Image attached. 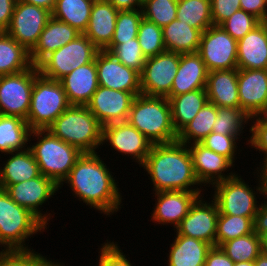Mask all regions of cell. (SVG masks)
Here are the masks:
<instances>
[{"instance_id": "42", "label": "cell", "mask_w": 267, "mask_h": 266, "mask_svg": "<svg viewBox=\"0 0 267 266\" xmlns=\"http://www.w3.org/2000/svg\"><path fill=\"white\" fill-rule=\"evenodd\" d=\"M178 0H144L143 18L160 27L176 19Z\"/></svg>"}, {"instance_id": "3", "label": "cell", "mask_w": 267, "mask_h": 266, "mask_svg": "<svg viewBox=\"0 0 267 266\" xmlns=\"http://www.w3.org/2000/svg\"><path fill=\"white\" fill-rule=\"evenodd\" d=\"M127 121L153 144L177 141L172 124L171 107L166 97L135 96Z\"/></svg>"}, {"instance_id": "20", "label": "cell", "mask_w": 267, "mask_h": 266, "mask_svg": "<svg viewBox=\"0 0 267 266\" xmlns=\"http://www.w3.org/2000/svg\"><path fill=\"white\" fill-rule=\"evenodd\" d=\"M193 163L195 176L201 186L214 184L232 178L236 172L230 171L232 164L226 157L206 148L201 143L187 145ZM227 170V171H226ZM226 172L227 175L224 173Z\"/></svg>"}, {"instance_id": "9", "label": "cell", "mask_w": 267, "mask_h": 266, "mask_svg": "<svg viewBox=\"0 0 267 266\" xmlns=\"http://www.w3.org/2000/svg\"><path fill=\"white\" fill-rule=\"evenodd\" d=\"M98 52L99 49L81 34L47 55L37 67L42 76L59 81L76 68L94 61Z\"/></svg>"}, {"instance_id": "50", "label": "cell", "mask_w": 267, "mask_h": 266, "mask_svg": "<svg viewBox=\"0 0 267 266\" xmlns=\"http://www.w3.org/2000/svg\"><path fill=\"white\" fill-rule=\"evenodd\" d=\"M240 7L261 22H267V0H240Z\"/></svg>"}, {"instance_id": "25", "label": "cell", "mask_w": 267, "mask_h": 266, "mask_svg": "<svg viewBox=\"0 0 267 266\" xmlns=\"http://www.w3.org/2000/svg\"><path fill=\"white\" fill-rule=\"evenodd\" d=\"M119 10L107 0H95L87 29L83 33L99 50L112 41Z\"/></svg>"}, {"instance_id": "23", "label": "cell", "mask_w": 267, "mask_h": 266, "mask_svg": "<svg viewBox=\"0 0 267 266\" xmlns=\"http://www.w3.org/2000/svg\"><path fill=\"white\" fill-rule=\"evenodd\" d=\"M208 70L198 52L183 53L168 97L206 89Z\"/></svg>"}, {"instance_id": "58", "label": "cell", "mask_w": 267, "mask_h": 266, "mask_svg": "<svg viewBox=\"0 0 267 266\" xmlns=\"http://www.w3.org/2000/svg\"><path fill=\"white\" fill-rule=\"evenodd\" d=\"M261 254L267 258V235L261 238Z\"/></svg>"}, {"instance_id": "16", "label": "cell", "mask_w": 267, "mask_h": 266, "mask_svg": "<svg viewBox=\"0 0 267 266\" xmlns=\"http://www.w3.org/2000/svg\"><path fill=\"white\" fill-rule=\"evenodd\" d=\"M111 145V149L131 156L139 166L145 162L147 155L153 146L142 133H140L128 121L116 122L103 126L102 145Z\"/></svg>"}, {"instance_id": "13", "label": "cell", "mask_w": 267, "mask_h": 266, "mask_svg": "<svg viewBox=\"0 0 267 266\" xmlns=\"http://www.w3.org/2000/svg\"><path fill=\"white\" fill-rule=\"evenodd\" d=\"M198 53L208 71L237 68V40L220 26L213 25L201 34Z\"/></svg>"}, {"instance_id": "35", "label": "cell", "mask_w": 267, "mask_h": 266, "mask_svg": "<svg viewBox=\"0 0 267 266\" xmlns=\"http://www.w3.org/2000/svg\"><path fill=\"white\" fill-rule=\"evenodd\" d=\"M216 116L217 106L208 101L194 119L177 133V141L186 145L200 143L212 132Z\"/></svg>"}, {"instance_id": "33", "label": "cell", "mask_w": 267, "mask_h": 266, "mask_svg": "<svg viewBox=\"0 0 267 266\" xmlns=\"http://www.w3.org/2000/svg\"><path fill=\"white\" fill-rule=\"evenodd\" d=\"M32 66L30 52L6 32H0V76L20 73Z\"/></svg>"}, {"instance_id": "34", "label": "cell", "mask_w": 267, "mask_h": 266, "mask_svg": "<svg viewBox=\"0 0 267 266\" xmlns=\"http://www.w3.org/2000/svg\"><path fill=\"white\" fill-rule=\"evenodd\" d=\"M95 0H56L52 17L69 24L81 34L87 29Z\"/></svg>"}, {"instance_id": "21", "label": "cell", "mask_w": 267, "mask_h": 266, "mask_svg": "<svg viewBox=\"0 0 267 266\" xmlns=\"http://www.w3.org/2000/svg\"><path fill=\"white\" fill-rule=\"evenodd\" d=\"M202 191H161L155 195V205L151 220L161 225L176 228L188 214L190 207L202 195Z\"/></svg>"}, {"instance_id": "37", "label": "cell", "mask_w": 267, "mask_h": 266, "mask_svg": "<svg viewBox=\"0 0 267 266\" xmlns=\"http://www.w3.org/2000/svg\"><path fill=\"white\" fill-rule=\"evenodd\" d=\"M220 247L234 263L254 261L261 254V238L253 232L228 240Z\"/></svg>"}, {"instance_id": "6", "label": "cell", "mask_w": 267, "mask_h": 266, "mask_svg": "<svg viewBox=\"0 0 267 266\" xmlns=\"http://www.w3.org/2000/svg\"><path fill=\"white\" fill-rule=\"evenodd\" d=\"M47 226L30 210L18 205L0 188V247L1 250H31L26 240Z\"/></svg>"}, {"instance_id": "17", "label": "cell", "mask_w": 267, "mask_h": 266, "mask_svg": "<svg viewBox=\"0 0 267 266\" xmlns=\"http://www.w3.org/2000/svg\"><path fill=\"white\" fill-rule=\"evenodd\" d=\"M96 67L99 86L113 90L140 95V73L125 66L113 54L99 50L96 55Z\"/></svg>"}, {"instance_id": "15", "label": "cell", "mask_w": 267, "mask_h": 266, "mask_svg": "<svg viewBox=\"0 0 267 266\" xmlns=\"http://www.w3.org/2000/svg\"><path fill=\"white\" fill-rule=\"evenodd\" d=\"M200 196L190 207L188 214L174 229L176 235L192 237L216 246V227L219 209L212 199L209 203Z\"/></svg>"}, {"instance_id": "52", "label": "cell", "mask_w": 267, "mask_h": 266, "mask_svg": "<svg viewBox=\"0 0 267 266\" xmlns=\"http://www.w3.org/2000/svg\"><path fill=\"white\" fill-rule=\"evenodd\" d=\"M253 232L260 238L267 235V203L260 204L253 218Z\"/></svg>"}, {"instance_id": "11", "label": "cell", "mask_w": 267, "mask_h": 266, "mask_svg": "<svg viewBox=\"0 0 267 266\" xmlns=\"http://www.w3.org/2000/svg\"><path fill=\"white\" fill-rule=\"evenodd\" d=\"M180 53L165 51L148 57L140 73L141 93L147 96L168 97L178 71Z\"/></svg>"}, {"instance_id": "36", "label": "cell", "mask_w": 267, "mask_h": 266, "mask_svg": "<svg viewBox=\"0 0 267 266\" xmlns=\"http://www.w3.org/2000/svg\"><path fill=\"white\" fill-rule=\"evenodd\" d=\"M176 19L202 33L213 26L211 0H178Z\"/></svg>"}, {"instance_id": "22", "label": "cell", "mask_w": 267, "mask_h": 266, "mask_svg": "<svg viewBox=\"0 0 267 266\" xmlns=\"http://www.w3.org/2000/svg\"><path fill=\"white\" fill-rule=\"evenodd\" d=\"M59 81L70 105L86 106L99 86L96 58L76 68Z\"/></svg>"}, {"instance_id": "39", "label": "cell", "mask_w": 267, "mask_h": 266, "mask_svg": "<svg viewBox=\"0 0 267 266\" xmlns=\"http://www.w3.org/2000/svg\"><path fill=\"white\" fill-rule=\"evenodd\" d=\"M142 19V9L119 11L112 41L104 50L111 52L117 45L137 38Z\"/></svg>"}, {"instance_id": "47", "label": "cell", "mask_w": 267, "mask_h": 266, "mask_svg": "<svg viewBox=\"0 0 267 266\" xmlns=\"http://www.w3.org/2000/svg\"><path fill=\"white\" fill-rule=\"evenodd\" d=\"M250 120L251 127H249V132L251 136L249 140L247 138L246 145H250L251 148L256 149L259 153L262 152L260 155H264V159L259 164H267V115L251 117Z\"/></svg>"}, {"instance_id": "55", "label": "cell", "mask_w": 267, "mask_h": 266, "mask_svg": "<svg viewBox=\"0 0 267 266\" xmlns=\"http://www.w3.org/2000/svg\"><path fill=\"white\" fill-rule=\"evenodd\" d=\"M28 4H32L44 8L52 13L55 8L56 0H19Z\"/></svg>"}, {"instance_id": "49", "label": "cell", "mask_w": 267, "mask_h": 266, "mask_svg": "<svg viewBox=\"0 0 267 266\" xmlns=\"http://www.w3.org/2000/svg\"><path fill=\"white\" fill-rule=\"evenodd\" d=\"M239 9L240 0H211L213 25L219 26Z\"/></svg>"}, {"instance_id": "57", "label": "cell", "mask_w": 267, "mask_h": 266, "mask_svg": "<svg viewBox=\"0 0 267 266\" xmlns=\"http://www.w3.org/2000/svg\"><path fill=\"white\" fill-rule=\"evenodd\" d=\"M254 266H267V258L263 254H260L254 260Z\"/></svg>"}, {"instance_id": "53", "label": "cell", "mask_w": 267, "mask_h": 266, "mask_svg": "<svg viewBox=\"0 0 267 266\" xmlns=\"http://www.w3.org/2000/svg\"><path fill=\"white\" fill-rule=\"evenodd\" d=\"M17 0H0V32L9 27Z\"/></svg>"}, {"instance_id": "60", "label": "cell", "mask_w": 267, "mask_h": 266, "mask_svg": "<svg viewBox=\"0 0 267 266\" xmlns=\"http://www.w3.org/2000/svg\"><path fill=\"white\" fill-rule=\"evenodd\" d=\"M62 262H57V261H51L47 266H65V264L64 263H62Z\"/></svg>"}, {"instance_id": "1", "label": "cell", "mask_w": 267, "mask_h": 266, "mask_svg": "<svg viewBox=\"0 0 267 266\" xmlns=\"http://www.w3.org/2000/svg\"><path fill=\"white\" fill-rule=\"evenodd\" d=\"M97 153H82L59 188L68 183L80 202L112 216L122 208L123 198L111 169Z\"/></svg>"}, {"instance_id": "59", "label": "cell", "mask_w": 267, "mask_h": 266, "mask_svg": "<svg viewBox=\"0 0 267 266\" xmlns=\"http://www.w3.org/2000/svg\"><path fill=\"white\" fill-rule=\"evenodd\" d=\"M234 266H254V261L236 262Z\"/></svg>"}, {"instance_id": "26", "label": "cell", "mask_w": 267, "mask_h": 266, "mask_svg": "<svg viewBox=\"0 0 267 266\" xmlns=\"http://www.w3.org/2000/svg\"><path fill=\"white\" fill-rule=\"evenodd\" d=\"M81 33L69 24L51 17L30 52L32 65L37 66L47 55L75 40Z\"/></svg>"}, {"instance_id": "54", "label": "cell", "mask_w": 267, "mask_h": 266, "mask_svg": "<svg viewBox=\"0 0 267 266\" xmlns=\"http://www.w3.org/2000/svg\"><path fill=\"white\" fill-rule=\"evenodd\" d=\"M119 11L142 9L144 0H107Z\"/></svg>"}, {"instance_id": "56", "label": "cell", "mask_w": 267, "mask_h": 266, "mask_svg": "<svg viewBox=\"0 0 267 266\" xmlns=\"http://www.w3.org/2000/svg\"><path fill=\"white\" fill-rule=\"evenodd\" d=\"M260 167H257V172L260 176L261 182H262V186H263V199H267V164L264 165H259ZM260 168V169H259ZM262 201V202H266L267 200Z\"/></svg>"}, {"instance_id": "46", "label": "cell", "mask_w": 267, "mask_h": 266, "mask_svg": "<svg viewBox=\"0 0 267 266\" xmlns=\"http://www.w3.org/2000/svg\"><path fill=\"white\" fill-rule=\"evenodd\" d=\"M238 136L211 132L200 143L206 148L226 157L232 164L237 154Z\"/></svg>"}, {"instance_id": "41", "label": "cell", "mask_w": 267, "mask_h": 266, "mask_svg": "<svg viewBox=\"0 0 267 266\" xmlns=\"http://www.w3.org/2000/svg\"><path fill=\"white\" fill-rule=\"evenodd\" d=\"M139 45L146 58L156 56L166 51L162 27L156 23L142 19L137 35Z\"/></svg>"}, {"instance_id": "43", "label": "cell", "mask_w": 267, "mask_h": 266, "mask_svg": "<svg viewBox=\"0 0 267 266\" xmlns=\"http://www.w3.org/2000/svg\"><path fill=\"white\" fill-rule=\"evenodd\" d=\"M260 23L261 21L254 15L239 9L219 26L238 41Z\"/></svg>"}, {"instance_id": "18", "label": "cell", "mask_w": 267, "mask_h": 266, "mask_svg": "<svg viewBox=\"0 0 267 266\" xmlns=\"http://www.w3.org/2000/svg\"><path fill=\"white\" fill-rule=\"evenodd\" d=\"M240 108L249 116L267 115V69H238Z\"/></svg>"}, {"instance_id": "32", "label": "cell", "mask_w": 267, "mask_h": 266, "mask_svg": "<svg viewBox=\"0 0 267 266\" xmlns=\"http://www.w3.org/2000/svg\"><path fill=\"white\" fill-rule=\"evenodd\" d=\"M30 133L31 129L23 118L0 114V153L8 155L27 149Z\"/></svg>"}, {"instance_id": "19", "label": "cell", "mask_w": 267, "mask_h": 266, "mask_svg": "<svg viewBox=\"0 0 267 266\" xmlns=\"http://www.w3.org/2000/svg\"><path fill=\"white\" fill-rule=\"evenodd\" d=\"M135 96L130 92L98 86L86 105L102 126L127 121Z\"/></svg>"}, {"instance_id": "48", "label": "cell", "mask_w": 267, "mask_h": 266, "mask_svg": "<svg viewBox=\"0 0 267 266\" xmlns=\"http://www.w3.org/2000/svg\"><path fill=\"white\" fill-rule=\"evenodd\" d=\"M118 242L109 241L101 244L98 266H133L130 262V257L127 259L120 246L116 244Z\"/></svg>"}, {"instance_id": "44", "label": "cell", "mask_w": 267, "mask_h": 266, "mask_svg": "<svg viewBox=\"0 0 267 266\" xmlns=\"http://www.w3.org/2000/svg\"><path fill=\"white\" fill-rule=\"evenodd\" d=\"M110 53L125 66L139 73L142 72L147 59L141 50L138 38L117 45Z\"/></svg>"}, {"instance_id": "38", "label": "cell", "mask_w": 267, "mask_h": 266, "mask_svg": "<svg viewBox=\"0 0 267 266\" xmlns=\"http://www.w3.org/2000/svg\"><path fill=\"white\" fill-rule=\"evenodd\" d=\"M253 233V219L244 216L219 214L216 227V246Z\"/></svg>"}, {"instance_id": "12", "label": "cell", "mask_w": 267, "mask_h": 266, "mask_svg": "<svg viewBox=\"0 0 267 266\" xmlns=\"http://www.w3.org/2000/svg\"><path fill=\"white\" fill-rule=\"evenodd\" d=\"M51 17L50 11L17 0L9 27L5 32L31 52Z\"/></svg>"}, {"instance_id": "7", "label": "cell", "mask_w": 267, "mask_h": 266, "mask_svg": "<svg viewBox=\"0 0 267 266\" xmlns=\"http://www.w3.org/2000/svg\"><path fill=\"white\" fill-rule=\"evenodd\" d=\"M69 106L60 81L38 73L31 93L27 124L31 130L47 129Z\"/></svg>"}, {"instance_id": "29", "label": "cell", "mask_w": 267, "mask_h": 266, "mask_svg": "<svg viewBox=\"0 0 267 266\" xmlns=\"http://www.w3.org/2000/svg\"><path fill=\"white\" fill-rule=\"evenodd\" d=\"M170 244L167 264L168 266H204L211 244L207 242L176 235Z\"/></svg>"}, {"instance_id": "30", "label": "cell", "mask_w": 267, "mask_h": 266, "mask_svg": "<svg viewBox=\"0 0 267 266\" xmlns=\"http://www.w3.org/2000/svg\"><path fill=\"white\" fill-rule=\"evenodd\" d=\"M166 51L174 53L198 52L202 32L178 19L162 27Z\"/></svg>"}, {"instance_id": "28", "label": "cell", "mask_w": 267, "mask_h": 266, "mask_svg": "<svg viewBox=\"0 0 267 266\" xmlns=\"http://www.w3.org/2000/svg\"><path fill=\"white\" fill-rule=\"evenodd\" d=\"M7 158V161L3 164L4 166L0 168L1 189L40 175L39 166L29 147L21 151L9 153Z\"/></svg>"}, {"instance_id": "40", "label": "cell", "mask_w": 267, "mask_h": 266, "mask_svg": "<svg viewBox=\"0 0 267 266\" xmlns=\"http://www.w3.org/2000/svg\"><path fill=\"white\" fill-rule=\"evenodd\" d=\"M250 118L241 108L217 107V116L213 124L214 133L240 136L244 133Z\"/></svg>"}, {"instance_id": "31", "label": "cell", "mask_w": 267, "mask_h": 266, "mask_svg": "<svg viewBox=\"0 0 267 266\" xmlns=\"http://www.w3.org/2000/svg\"><path fill=\"white\" fill-rule=\"evenodd\" d=\"M167 99L171 107L172 124L177 133L191 122L208 102L206 89H197Z\"/></svg>"}, {"instance_id": "27", "label": "cell", "mask_w": 267, "mask_h": 266, "mask_svg": "<svg viewBox=\"0 0 267 266\" xmlns=\"http://www.w3.org/2000/svg\"><path fill=\"white\" fill-rule=\"evenodd\" d=\"M238 68L208 72L206 92L208 101L217 107L240 108Z\"/></svg>"}, {"instance_id": "45", "label": "cell", "mask_w": 267, "mask_h": 266, "mask_svg": "<svg viewBox=\"0 0 267 266\" xmlns=\"http://www.w3.org/2000/svg\"><path fill=\"white\" fill-rule=\"evenodd\" d=\"M32 250L0 251V266H47L52 259Z\"/></svg>"}, {"instance_id": "4", "label": "cell", "mask_w": 267, "mask_h": 266, "mask_svg": "<svg viewBox=\"0 0 267 266\" xmlns=\"http://www.w3.org/2000/svg\"><path fill=\"white\" fill-rule=\"evenodd\" d=\"M47 130L82 153L102 146L103 126L87 106L70 105Z\"/></svg>"}, {"instance_id": "24", "label": "cell", "mask_w": 267, "mask_h": 266, "mask_svg": "<svg viewBox=\"0 0 267 266\" xmlns=\"http://www.w3.org/2000/svg\"><path fill=\"white\" fill-rule=\"evenodd\" d=\"M238 69H267V22L237 41Z\"/></svg>"}, {"instance_id": "10", "label": "cell", "mask_w": 267, "mask_h": 266, "mask_svg": "<svg viewBox=\"0 0 267 266\" xmlns=\"http://www.w3.org/2000/svg\"><path fill=\"white\" fill-rule=\"evenodd\" d=\"M38 73V67L32 65L20 73L0 76V114L27 120L31 93Z\"/></svg>"}, {"instance_id": "8", "label": "cell", "mask_w": 267, "mask_h": 266, "mask_svg": "<svg viewBox=\"0 0 267 266\" xmlns=\"http://www.w3.org/2000/svg\"><path fill=\"white\" fill-rule=\"evenodd\" d=\"M259 181L258 186L252 189L251 187L241 178L240 174H235L232 178L214 184V194L212 199L216 202L219 214L244 216L253 219L260 206L257 201L258 194L263 195V186L258 175ZM254 190V191H253ZM258 193V194H257ZM257 195V197H256ZM258 202V204H257Z\"/></svg>"}, {"instance_id": "14", "label": "cell", "mask_w": 267, "mask_h": 266, "mask_svg": "<svg viewBox=\"0 0 267 266\" xmlns=\"http://www.w3.org/2000/svg\"><path fill=\"white\" fill-rule=\"evenodd\" d=\"M4 190L18 205L30 210L46 226L48 225L53 215L47 211L43 213L41 207L59 192V186L51 178L40 174L33 179L9 185Z\"/></svg>"}, {"instance_id": "51", "label": "cell", "mask_w": 267, "mask_h": 266, "mask_svg": "<svg viewBox=\"0 0 267 266\" xmlns=\"http://www.w3.org/2000/svg\"><path fill=\"white\" fill-rule=\"evenodd\" d=\"M204 266H234V262L218 246H212L209 250Z\"/></svg>"}, {"instance_id": "5", "label": "cell", "mask_w": 267, "mask_h": 266, "mask_svg": "<svg viewBox=\"0 0 267 266\" xmlns=\"http://www.w3.org/2000/svg\"><path fill=\"white\" fill-rule=\"evenodd\" d=\"M31 138H34V141L37 140L36 143L30 144L29 148L39 166L40 174L51 178L60 186L69 176L82 152L77 147L57 138L47 129L31 130L29 141L32 140Z\"/></svg>"}, {"instance_id": "2", "label": "cell", "mask_w": 267, "mask_h": 266, "mask_svg": "<svg viewBox=\"0 0 267 266\" xmlns=\"http://www.w3.org/2000/svg\"><path fill=\"white\" fill-rule=\"evenodd\" d=\"M141 167L150 175L155 193L204 190L195 176L188 146L178 141L153 144Z\"/></svg>"}]
</instances>
